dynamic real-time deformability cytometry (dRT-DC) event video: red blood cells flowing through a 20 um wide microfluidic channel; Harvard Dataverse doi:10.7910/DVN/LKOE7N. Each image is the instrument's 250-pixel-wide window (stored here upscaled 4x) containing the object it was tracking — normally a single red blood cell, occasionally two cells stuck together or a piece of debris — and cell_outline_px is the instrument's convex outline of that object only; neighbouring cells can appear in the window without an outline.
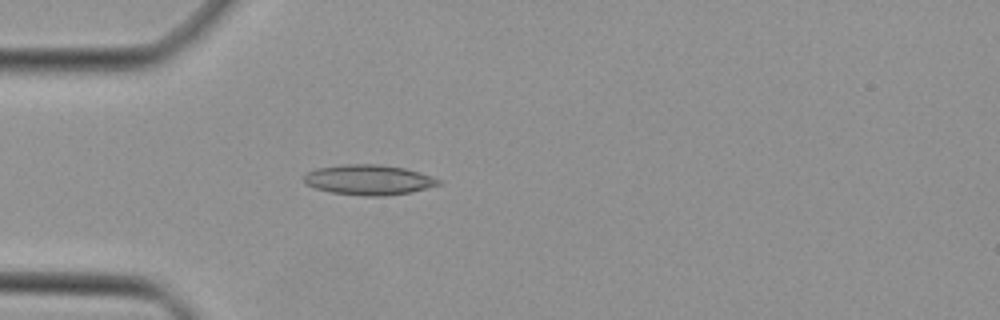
{"species": "Egyptian fruit bat (a non-hibernating species)", "species_latin": "Rousettus aegyptiacus", "temperature_condition": "cold", "stored_images_in_passage": 11, "camera_frame_rate_fps": 3000, "um_per_image_px": 0.085, "animal": {"sex": "female"}, "frame": {"image": 1, "passage_image": 1, "time_ms": 0.0, "image_size_px": [1000, 320], "cell_outline_px": [[440, 184], [412, 192], [384, 196], [364, 196], [332, 192], [316, 188], [308, 184], [304, 180], [304, 176], [308, 172], [316, 168], [344, 164], [376, 164], [404, 168], [440, 180]], "centroid_in_image_um": [31.31, 15.29], "position_along_channel_um": 53.7, "area_um2": 23.24}}
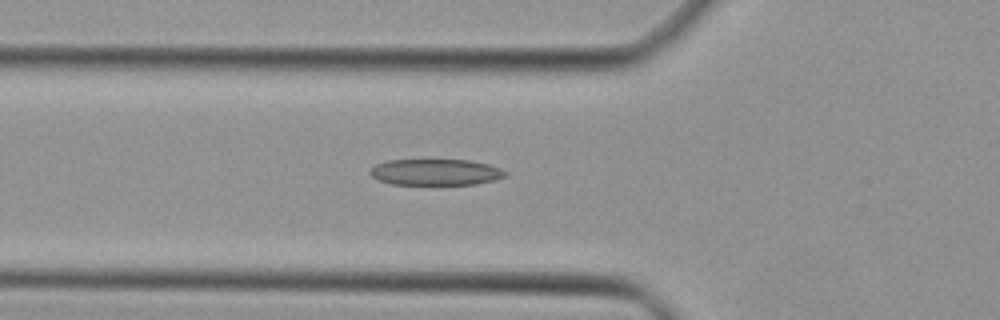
{"frame": {"image": 2, "passage_image": 4, "time_ms": 1.0, "image_size_px": [1000, 320], "cell_outline_px": [[508, 176], [496, 180], [476, 184], [392, 184], [380, 180], [372, 176], [368, 172], [376, 164], [388, 160], [468, 160], [488, 164], [500, 168], [508, 172]], "centroid_in_image_um": [37.08, 14.63], "position_along_channel_um": 88.7, "area_um2": 20.63}}